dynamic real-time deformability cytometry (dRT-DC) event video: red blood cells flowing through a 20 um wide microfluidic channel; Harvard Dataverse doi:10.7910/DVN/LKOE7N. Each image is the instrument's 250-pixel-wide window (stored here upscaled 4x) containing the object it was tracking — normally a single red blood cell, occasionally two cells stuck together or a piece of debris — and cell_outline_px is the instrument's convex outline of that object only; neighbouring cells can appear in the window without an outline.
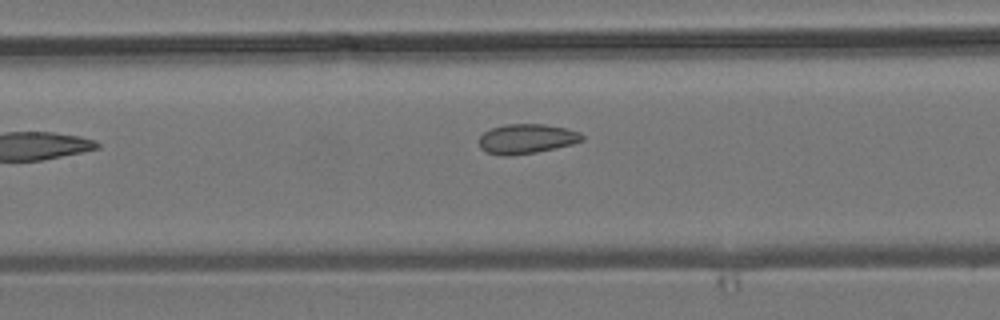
{"species": "common noctule bat (a hibernating species)", "species_latin": "Nyctalus noctula", "temperature_condition": "room temperature", "stored_images_in_passage": 7, "camera_frame_rate_fps": 3000, "um_per_image_px": 0.085, "animal": {"sex": "male", "body_mass_g": 19.2, "forearm_length_mm": 51.8}, "frame": {"image": 1, "passage_image": 7, "time_ms": 7.333, "image_size_px": [1000, 320], "cell_outline_px": [[584, 140], [572, 144], [536, 152], [508, 156], [500, 156], [488, 152], [480, 148], [480, 136], [484, 132], [492, 128], [508, 124], [544, 124], [564, 128], [580, 132], [584, 136]], "centroid_in_image_um": [44.77, 11.8], "position_along_channel_um": 162.6, "area_um2": 17.69}}